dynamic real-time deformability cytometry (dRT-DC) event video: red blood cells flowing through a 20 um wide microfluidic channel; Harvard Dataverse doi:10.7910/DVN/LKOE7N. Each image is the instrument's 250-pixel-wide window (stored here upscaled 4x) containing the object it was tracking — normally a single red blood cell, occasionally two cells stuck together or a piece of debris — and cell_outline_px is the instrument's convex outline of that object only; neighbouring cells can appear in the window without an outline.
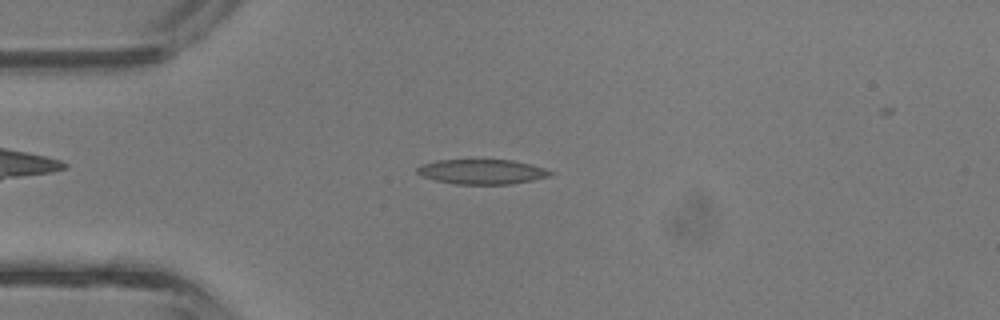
{"species": "common noctule bat (a hibernating species)", "species_latin": "Nyctalus noctula", "temperature_condition": "room temperature", "stored_images_in_passage": 38, "camera_frame_rate_fps": 3000, "um_per_image_px": 0.085, "animal": {"sex": "male", "body_mass_g": 13.3}, "frame": {"image": 1, "passage_image": 8, "time_ms": 2.333, "image_size_px": [1000, 320], "cell_outline_px": [[556, 172], [552, 176], [512, 184], [456, 184], [436, 180], [420, 176], [416, 172], [416, 168], [420, 164], [436, 160], [512, 160], [532, 164]], "centroid_in_image_um": [40.98, 14.59], "position_along_channel_um": 44.0, "area_um2": 19.48}}
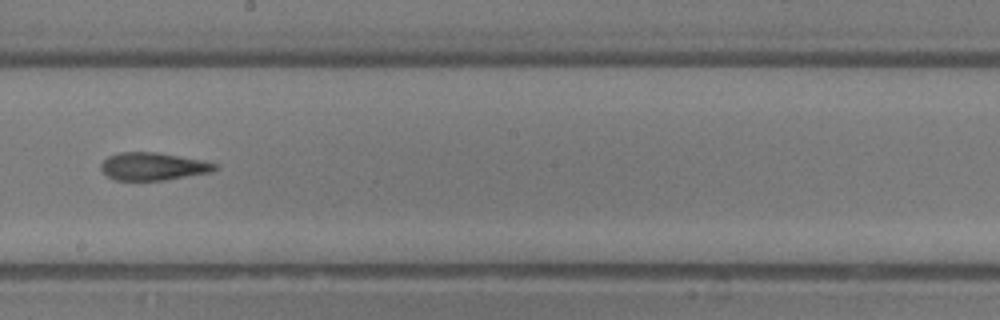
{"frame": {"image": 2, "passage_image": 21, "time_ms": 6.667, "image_size_px": [1000, 320], "cell_outline_px": [[220, 168], [212, 172], [164, 180], [116, 180], [108, 176], [100, 168], [100, 164], [108, 156], [120, 152], [156, 152], [200, 160], [220, 164]], "centroid_in_image_um": [13.04, 14.14], "position_along_channel_um": 235.2, "area_um2": 18.38}}
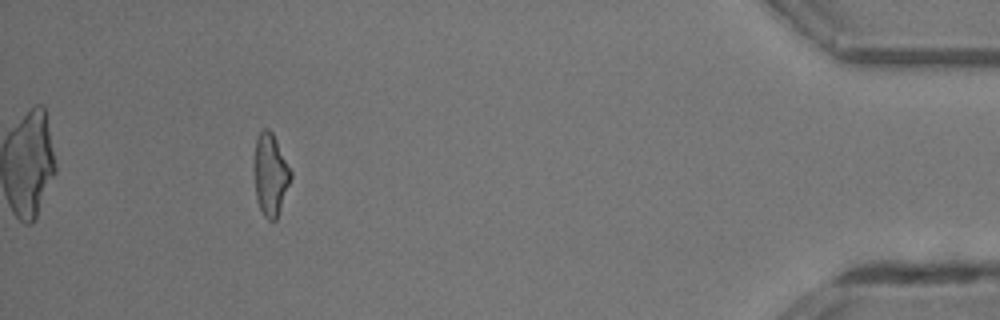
{"frame": {"image": 3, "passage_image": 36, "time_ms": 11.667, "image_size_px": [1000, 320], "cell_outline_px": [[292, 176], [276, 220], [268, 220], [264, 216], [260, 208], [256, 196], [252, 164], [256, 140], [260, 132], [264, 128], [268, 128], [272, 132], [292, 172]], "centroid_in_image_um": [22.96, 14.82], "position_along_channel_um": 412.2, "area_um2": 17.57}}